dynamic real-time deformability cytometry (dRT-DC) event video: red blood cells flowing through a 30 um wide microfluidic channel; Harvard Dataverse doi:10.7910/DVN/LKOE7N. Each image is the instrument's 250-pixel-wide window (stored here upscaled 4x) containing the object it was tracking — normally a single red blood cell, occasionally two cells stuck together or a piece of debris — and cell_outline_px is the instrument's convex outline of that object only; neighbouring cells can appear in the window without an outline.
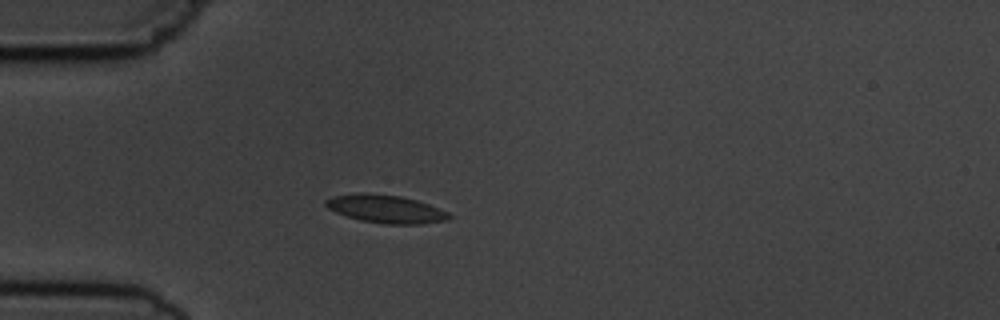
{"species": "common noctule bat (a hibernating species)", "species_latin": "Nyctalus noctula", "temperature_condition": "cold", "stored_images_in_passage": 1, "camera_frame_rate_fps": 3000, "um_per_image_px": 0.085, "animal": {"sex": "male", "body_mass_g": 19.5, "forearm_length_mm": 54.6}, "frame": {"image": 1, "passage_image": 1, "time_ms": 0.0, "image_size_px": [1000, 320], "cell_outline_px": [[452, 216], [448, 220], [424, 224], [384, 224], [360, 220], [336, 212], [328, 208], [324, 204], [324, 200], [332, 196], [356, 192], [368, 192], [400, 196], [416, 200], [428, 204], [448, 212]], "centroid_in_image_um": [32.77, 17.75], "position_along_channel_um": 52.2, "area_um2": 20.35}}